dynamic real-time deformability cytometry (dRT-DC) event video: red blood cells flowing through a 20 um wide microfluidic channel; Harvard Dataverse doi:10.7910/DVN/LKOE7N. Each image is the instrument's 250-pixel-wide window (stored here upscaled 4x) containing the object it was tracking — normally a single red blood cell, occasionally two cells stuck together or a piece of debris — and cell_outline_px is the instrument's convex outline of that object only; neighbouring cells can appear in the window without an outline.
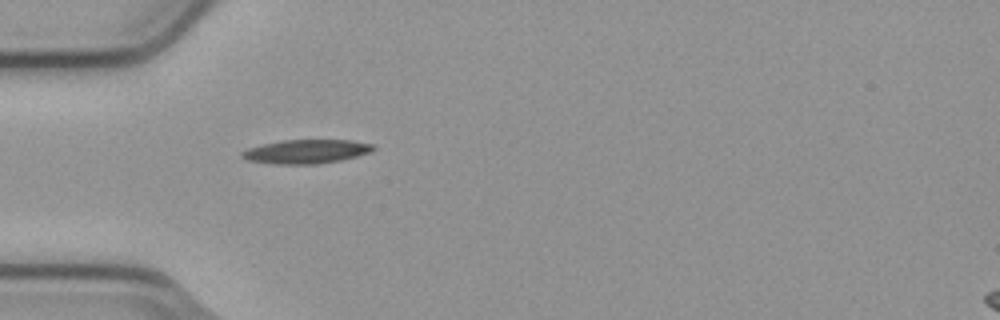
{"species": "common noctule bat (a hibernating species)", "species_latin": "Nyctalus noctula", "temperature_condition": "cold", "stored_images_in_passage": 1, "camera_frame_rate_fps": 3000, "um_per_image_px": 0.085, "animal": {"sex": "male", "body_mass_g": 23.1, "forearm_length_mm": 52.7}, "frame": {"image": 1, "passage_image": 1, "time_ms": 0.0, "image_size_px": [1000, 320], "cell_outline_px": [[376, 148], [372, 152], [340, 160], [316, 164], [272, 164], [248, 160], [240, 156], [240, 152], [248, 148], [280, 140], [352, 140], [372, 144]], "centroid_in_image_um": [26.02, 12.88], "position_along_channel_um": 59.0, "area_um2": 18.32}}